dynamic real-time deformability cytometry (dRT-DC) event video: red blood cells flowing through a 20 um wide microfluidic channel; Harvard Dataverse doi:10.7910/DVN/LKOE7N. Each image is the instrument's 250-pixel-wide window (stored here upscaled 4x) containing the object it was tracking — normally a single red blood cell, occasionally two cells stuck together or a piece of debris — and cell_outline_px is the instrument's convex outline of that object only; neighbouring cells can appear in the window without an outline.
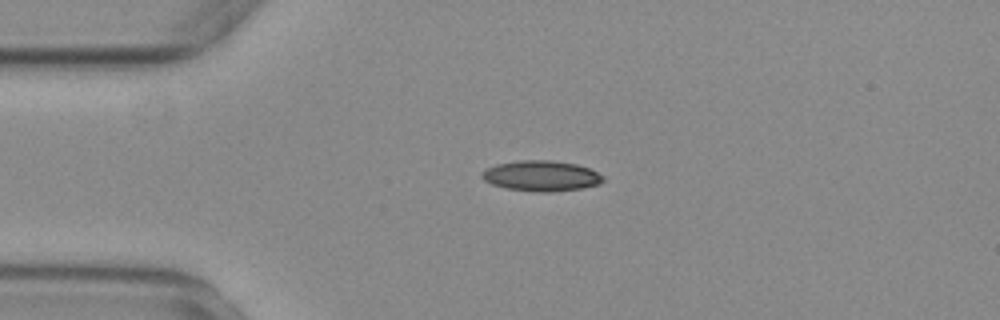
{"species": "common noctule bat (a hibernating species)", "species_latin": "Nyctalus noctula", "temperature_condition": "warm", "stored_images_in_passage": 45, "camera_frame_rate_fps": 3000, "um_per_image_px": 0.085, "animal": {"sex": "female", "body_mass_g": 29.2, "forearm_length_mm": 56.3}, "frame": {"image": 1, "passage_image": 3, "time_ms": 0.667, "image_size_px": [1000, 320], "cell_outline_px": [[604, 180], [600, 184], [584, 188], [552, 192], [536, 192], [504, 188], [492, 184], [484, 180], [480, 176], [480, 172], [484, 168], [496, 164], [516, 160], [548, 160], [576, 164], [588, 168], [604, 176]], "centroid_in_image_um": [45.97, 14.95], "position_along_channel_um": 39.0, "area_um2": 21.85}}
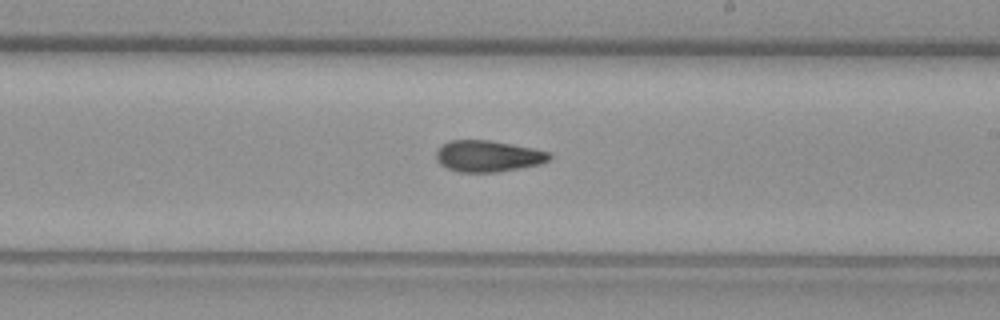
{"frame": {"image": 2, "passage_image": 22, "time_ms": 7.0, "image_size_px": [1000, 320], "cell_outline_px": [[552, 156], [548, 160], [540, 164], [520, 168], [496, 172], [460, 172], [448, 168], [440, 164], [436, 160], [436, 152], [448, 140], [488, 140], [512, 144], [552, 152]], "centroid_in_image_um": [41.5, 13.27], "position_along_channel_um": 247.5, "area_um2": 20.63}}
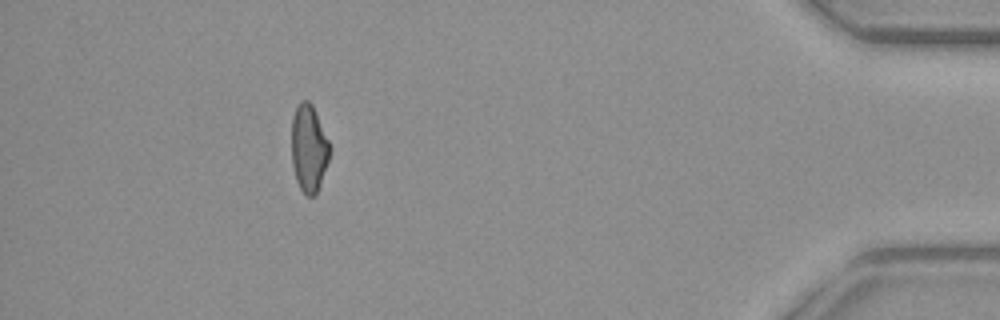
{"frame": {"image": 3, "passage_image": 40, "time_ms": 13.0, "image_size_px": [1000, 320], "cell_outline_px": [[332, 152], [316, 196], [308, 196], [300, 188], [296, 180], [292, 164], [292, 116], [300, 100], [308, 100], [312, 104], [332, 148]], "centroid_in_image_um": [26.27, 12.61], "position_along_channel_um": 408.9, "area_um2": 19.65}, "authors_computed_cell_mechanics": {"area_um2": 20.519, "velocity_mm_per_s": 3.725, "shape_relaxation_time_tau1_ms": null, "shape_relaxation_time_tau2_ms": 7.4824, "deformation_change_tau1": null, "deformation_change_tau2": 0.1457}}